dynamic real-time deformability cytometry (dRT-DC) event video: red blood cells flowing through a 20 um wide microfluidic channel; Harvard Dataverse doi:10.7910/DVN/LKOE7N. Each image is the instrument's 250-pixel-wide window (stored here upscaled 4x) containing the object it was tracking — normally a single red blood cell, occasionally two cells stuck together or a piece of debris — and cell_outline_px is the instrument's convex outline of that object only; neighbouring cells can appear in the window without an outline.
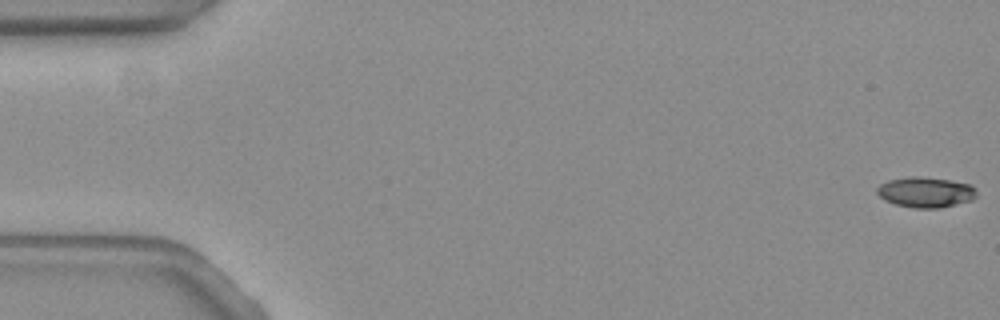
{"species": "common noctule bat (a hibernating species)", "species_latin": "Nyctalus noctula", "temperature_condition": "warm", "stored_images_in_passage": 57, "camera_frame_rate_fps": 3000, "um_per_image_px": 0.085, "animal": {"sex": "female", "body_mass_g": 19.3, "forearm_length_mm": 54.1}, "frame": {"image": 1, "passage_image": 1, "time_ms": 0.0, "image_size_px": [1000, 320], "cell_outline_px": [[976, 196], [972, 200], [940, 208], [912, 208], [896, 204], [884, 200], [876, 192], [876, 188], [880, 184], [888, 180], [948, 180], [968, 184], [976, 192]], "centroid_in_image_um": [78.67, 16.41], "position_along_channel_um": 6.3, "area_um2": 16.53}}
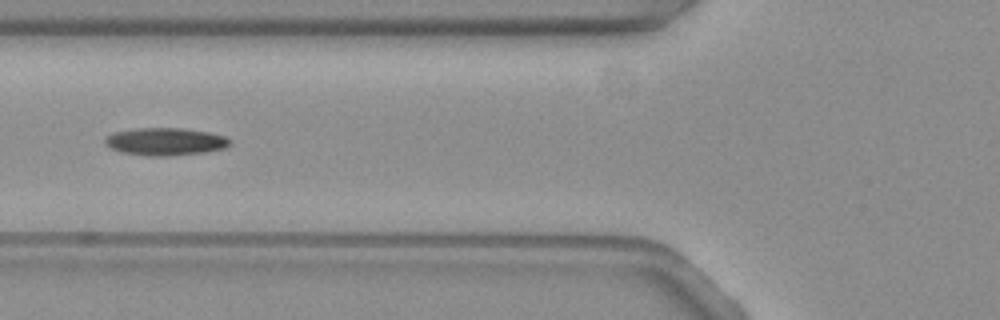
{"frame": {"image": 2, "passage_image": 22, "time_ms": 7.0, "image_size_px": [1000, 320], "cell_outline_px": [[232, 144], [224, 148], [204, 152], [168, 156], [144, 156], [124, 152], [112, 148], [104, 144], [104, 140], [108, 136], [116, 132], [140, 128], [184, 128], [208, 132], [224, 136], [232, 140]], "centroid_in_image_um": [14.1, 12.04], "position_along_channel_um": 111.7, "area_um2": 19.94}}
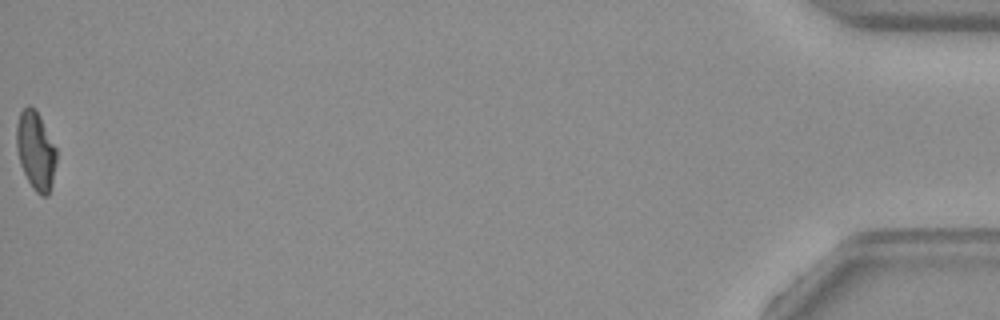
{"frame": {"image": 3, "passage_image": 57, "time_ms": 18.667, "image_size_px": [1000, 320], "cell_outline_px": [[56, 164], [52, 184], [48, 196], [40, 196], [32, 188], [20, 164], [16, 148], [16, 124], [20, 112], [28, 104], [36, 108], [56, 148]], "centroid_in_image_um": [3.03, 12.8], "position_along_channel_um": 432.2, "area_um2": 18.44}, "authors_computed_cell_mechanics": {"area_um2": 18.4382, "velocity_mm_per_s": 3.6662, "shape_relaxation_time_tau1_ms": 4.5739, "shape_relaxation_time_tau2_ms": null, "deformation_change_tau1": 0.1666, "deformation_change_tau2": null}}